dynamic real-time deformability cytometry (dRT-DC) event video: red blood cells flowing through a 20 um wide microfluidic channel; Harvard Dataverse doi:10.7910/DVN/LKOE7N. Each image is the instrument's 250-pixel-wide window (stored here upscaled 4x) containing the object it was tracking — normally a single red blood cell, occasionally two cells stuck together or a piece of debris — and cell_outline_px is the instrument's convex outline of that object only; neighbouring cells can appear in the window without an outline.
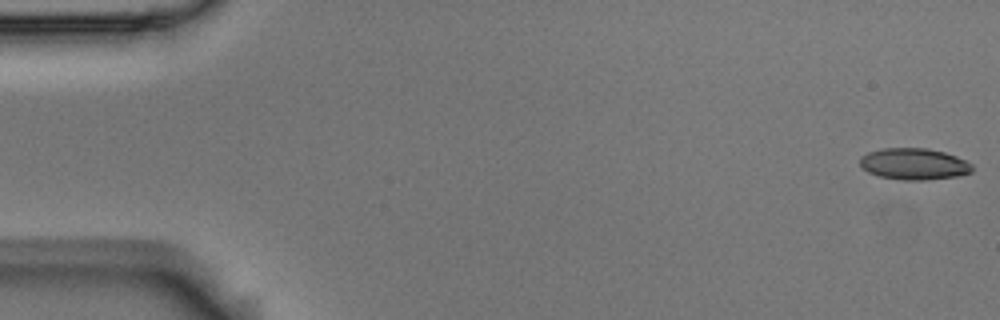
{"species": "Egyptian fruit bat (a non-hibernating species)", "species_latin": "Rousettus aegyptiacus", "temperature_condition": "room temperature", "stored_images_in_passage": 57, "camera_frame_rate_fps": 3000, "um_per_image_px": 0.085, "animal": {"sex": "male"}, "frame": {"image": 1, "passage_image": 1, "time_ms": 0.0, "image_size_px": [1000, 320], "cell_outline_px": [[972, 172], [960, 176], [924, 180], [904, 180], [880, 176], [868, 172], [860, 164], [860, 156], [868, 152], [884, 148], [928, 148], [944, 152], [956, 156], [972, 164]], "centroid_in_image_um": [77.7, 13.93], "position_along_channel_um": 7.3, "area_um2": 20.58}}
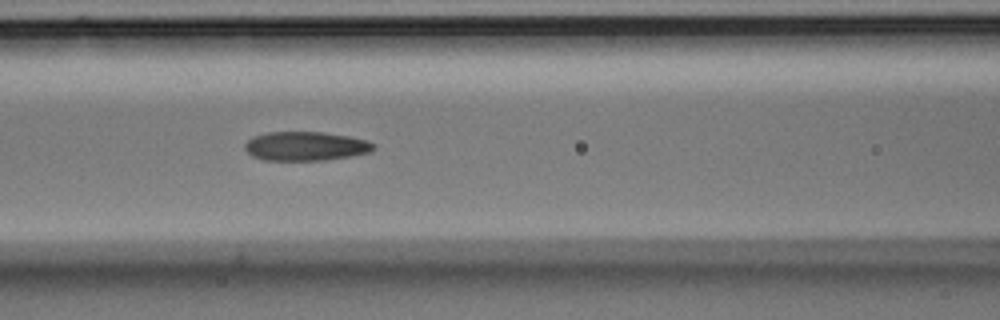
{"frame": {"image": 2, "passage_image": 24, "time_ms": 7.667, "image_size_px": [1000, 320], "cell_outline_px": [[376, 148], [372, 152], [352, 156], [324, 160], [264, 160], [252, 156], [244, 148], [244, 144], [252, 136], [268, 132], [320, 132], [348, 136], [368, 140], [376, 144]], "centroid_in_image_um": [26.01, 12.42], "position_along_channel_um": 140.6, "area_um2": 21.96}}
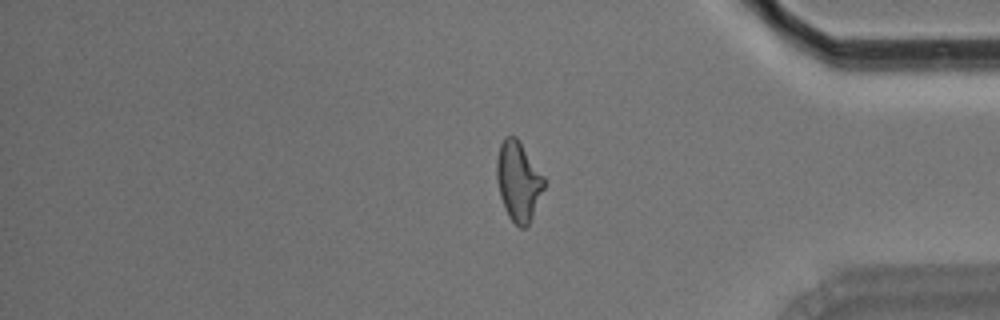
{"frame": {"image": 3, "passage_image": 47, "time_ms": 15.333, "image_size_px": [1000, 320], "cell_outline_px": [[544, 188], [532, 216], [528, 224], [524, 228], [520, 228], [508, 216], [504, 208], [500, 196], [496, 176], [496, 160], [500, 144], [504, 136], [516, 136], [544, 176]], "centroid_in_image_um": [44.04, 15.38], "position_along_channel_um": 391.2, "area_um2": 21.79}, "authors_computed_cell_mechanics": {"area_um2": 21.7906, "velocity_mm_per_s": 3.5547, "shape_relaxation_time_tau1_ms": 8.0215, "shape_relaxation_time_tau2_ms": 2.7616, "deformation_change_tau1": 0.2033, "deformation_change_tau2": 0.1008}}